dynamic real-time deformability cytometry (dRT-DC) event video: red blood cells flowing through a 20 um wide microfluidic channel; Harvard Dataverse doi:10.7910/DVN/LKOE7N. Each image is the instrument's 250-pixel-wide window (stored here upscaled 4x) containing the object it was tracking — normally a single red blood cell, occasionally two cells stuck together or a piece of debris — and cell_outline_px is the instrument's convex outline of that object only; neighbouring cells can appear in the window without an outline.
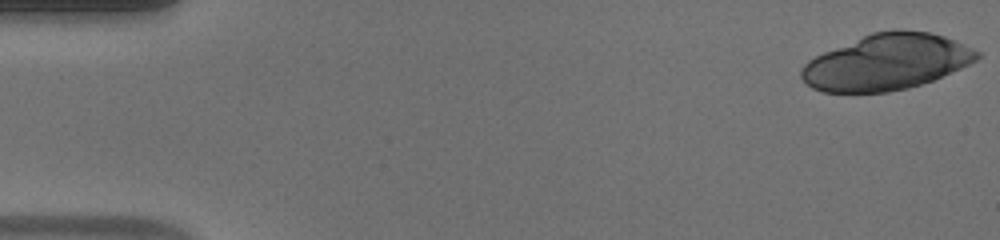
{"species": "human", "species_latin": "Homo sapiens", "temperature_condition": "warm", "stored_images_in_passage": 39, "camera_frame_rate_fps": 3000, "um_per_image_px": 0.085, "donor": {"sex": "male"}, "frame": {"image": 1, "passage_image": 1, "time_ms": 0.0, "image_size_px": [1000, 240], "cell_outline_px": [[980, 56], [976, 60], [960, 68], [932, 80], [908, 88], [888, 92], [824, 92], [812, 88], [800, 76], [800, 68], [808, 60], [824, 52], [872, 32], [892, 28], [900, 28], [928, 32], [944, 36], [972, 48], [980, 52]], "centroid_in_image_um": [75.34, 5.26], "position_along_channel_um": 9.7, "area_um2": 56.99}}